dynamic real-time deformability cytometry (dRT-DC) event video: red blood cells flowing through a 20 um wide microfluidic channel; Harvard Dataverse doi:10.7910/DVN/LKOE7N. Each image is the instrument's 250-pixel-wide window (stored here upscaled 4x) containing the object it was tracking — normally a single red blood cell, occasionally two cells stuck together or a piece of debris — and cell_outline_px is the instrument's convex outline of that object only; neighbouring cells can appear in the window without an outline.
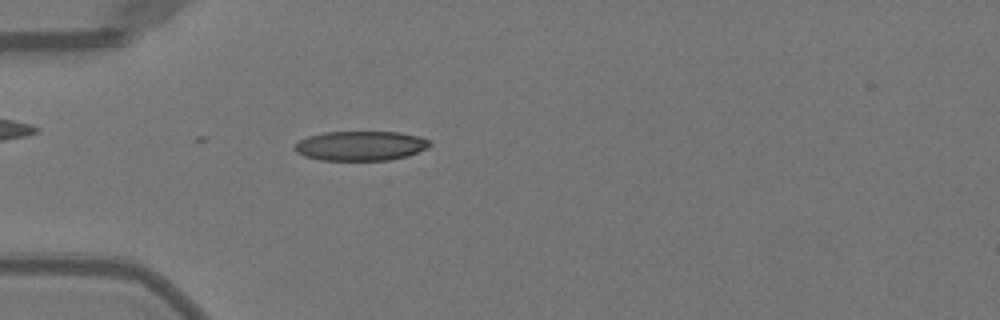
{"species": "Egyptian fruit bat (a non-hibernating species)", "species_latin": "Rousettus aegyptiacus", "temperature_condition": "warm", "stored_images_in_passage": 4, "camera_frame_rate_fps": 3000, "um_per_image_px": 0.085, "animal": {"sex": "female"}, "frame": {"image": 1, "passage_image": 2, "time_ms": 0.333, "image_size_px": [1000, 320], "cell_outline_px": [[432, 144], [428, 148], [408, 156], [388, 160], [320, 160], [304, 156], [296, 152], [292, 148], [300, 140], [308, 136], [324, 132], [400, 132], [420, 136], [428, 140]], "centroid_in_image_um": [30.66, 12.39], "position_along_channel_um": 54.3, "area_um2": 23.41}}